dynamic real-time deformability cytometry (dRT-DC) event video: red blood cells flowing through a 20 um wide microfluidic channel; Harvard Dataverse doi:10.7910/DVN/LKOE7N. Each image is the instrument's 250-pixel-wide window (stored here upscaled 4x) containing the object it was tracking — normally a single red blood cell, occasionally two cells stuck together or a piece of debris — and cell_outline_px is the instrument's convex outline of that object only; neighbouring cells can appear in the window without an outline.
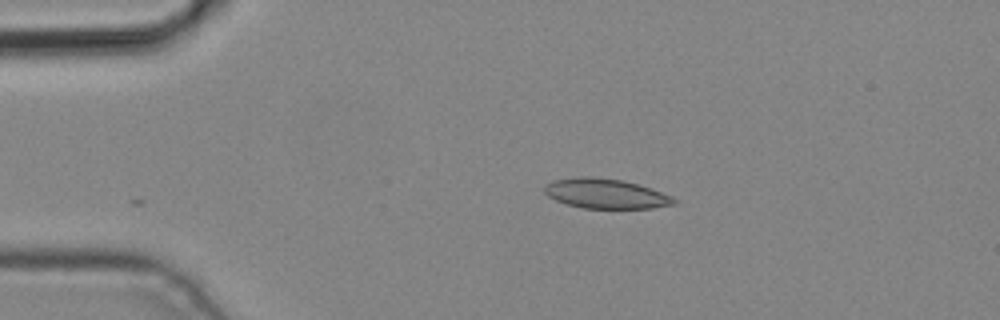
{"species": "common noctule bat (a hibernating species)", "species_latin": "Nyctalus noctula", "temperature_condition": "cold", "stored_images_in_passage": 2, "camera_frame_rate_fps": 3000, "um_per_image_px": 0.085, "animal": {"sex": "male", "body_mass_g": 19.2, "forearm_length_mm": 51.8}, "frame": {"image": 1, "passage_image": 1, "time_ms": 0.0, "image_size_px": [1000, 320], "cell_outline_px": [[676, 204], [652, 208], [584, 208], [568, 204], [556, 200], [548, 196], [544, 192], [544, 188], [552, 180], [580, 176], [592, 176], [624, 180], [640, 184], [672, 196], [676, 200]], "centroid_in_image_um": [51.5, 16.44], "position_along_channel_um": 33.5, "area_um2": 22.54}}